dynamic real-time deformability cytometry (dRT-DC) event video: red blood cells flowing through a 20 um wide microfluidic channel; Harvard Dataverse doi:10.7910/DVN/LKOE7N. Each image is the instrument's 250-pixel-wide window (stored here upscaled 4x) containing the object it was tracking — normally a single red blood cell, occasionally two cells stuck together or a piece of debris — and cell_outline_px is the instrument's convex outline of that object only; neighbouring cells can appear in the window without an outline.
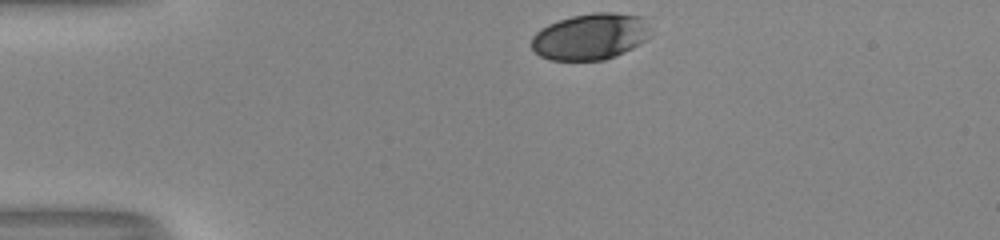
{"species": "human", "species_latin": "Homo sapiens", "temperature_condition": "room temperature", "stored_images_in_passage": 32, "camera_frame_rate_fps": 3000, "um_per_image_px": 0.085, "donor": {"sex": "male"}, "frame": {"image": 1, "passage_image": 1, "time_ms": 0.0, "image_size_px": [1000, 240], "cell_outline_px": [[648, 28], [644, 40], [640, 44], [616, 56], [604, 60], [548, 60], [540, 56], [532, 48], [532, 36], [540, 28], [548, 24], [572, 16], [596, 12], [612, 12], [644, 16]], "centroid_in_image_um": [50.15, 3.11], "position_along_channel_um": 34.9, "area_um2": 32.02}}
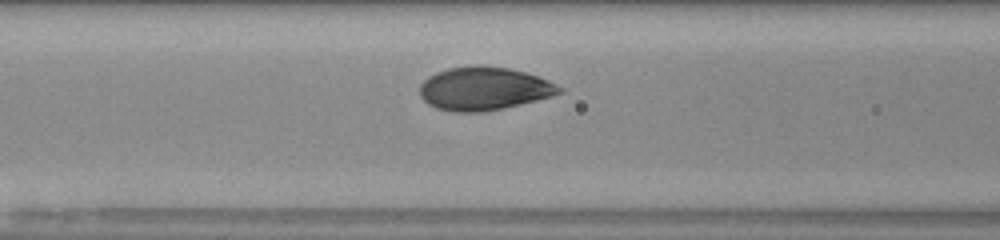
{"frame": {"image": 2, "passage_image": 12, "time_ms": 3.667, "image_size_px": [1000, 240], "cell_outline_px": [[564, 92], [552, 96], [504, 108], [484, 112], [452, 112], [436, 108], [428, 104], [420, 96], [420, 84], [428, 76], [436, 72], [448, 68], [472, 64], [480, 64], [508, 68], [524, 72], [548, 80], [564, 88]], "centroid_in_image_um": [41.12, 7.52], "position_along_channel_um": 125.5, "area_um2": 35.49}}
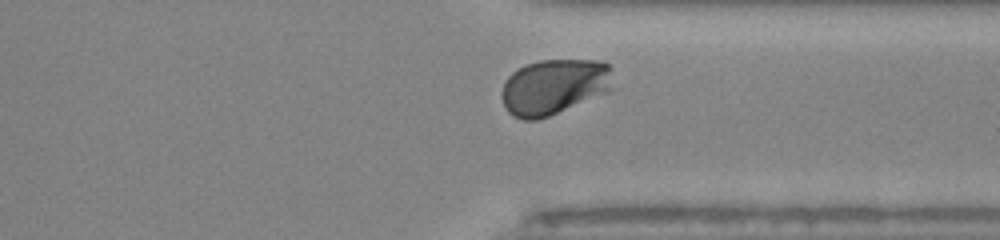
{"frame": {"image": 3, "passage_image": 30, "time_ms": 9.667, "image_size_px": [1000, 240], "cell_outline_px": [[612, 68], [608, 88], [604, 92], [548, 116], [536, 120], [524, 120], [512, 116], [508, 112], [504, 104], [500, 92], [508, 76], [512, 72], [528, 64], [540, 60], [600, 60], [608, 64]], "centroid_in_image_um": [47.02, 7.36], "position_along_channel_um": 364.4, "area_um2": 35.32}, "authors_computed_cell_mechanics": {"area_um2": 35.3158, "velocity_mm_per_s": 3.9708, "shape_relaxation_time_tau1_ms": 2.4792, "shape_relaxation_time_tau2_ms": null, "deformation_change_tau1": 0.1282, "deformation_change_tau2": null}}